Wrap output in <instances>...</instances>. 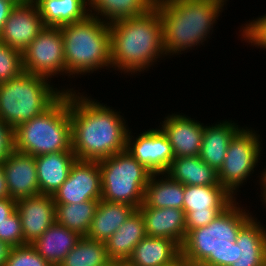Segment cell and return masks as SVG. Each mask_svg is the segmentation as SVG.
Instances as JSON below:
<instances>
[{
	"instance_id": "1",
	"label": "cell",
	"mask_w": 266,
	"mask_h": 266,
	"mask_svg": "<svg viewBox=\"0 0 266 266\" xmlns=\"http://www.w3.org/2000/svg\"><path fill=\"white\" fill-rule=\"evenodd\" d=\"M70 90L72 151L78 160L99 161L126 150L129 128L121 112Z\"/></svg>"
},
{
	"instance_id": "2",
	"label": "cell",
	"mask_w": 266,
	"mask_h": 266,
	"mask_svg": "<svg viewBox=\"0 0 266 266\" xmlns=\"http://www.w3.org/2000/svg\"><path fill=\"white\" fill-rule=\"evenodd\" d=\"M109 29L115 69L136 74L165 54L161 17L155 7L141 16L114 21Z\"/></svg>"
},
{
	"instance_id": "3",
	"label": "cell",
	"mask_w": 266,
	"mask_h": 266,
	"mask_svg": "<svg viewBox=\"0 0 266 266\" xmlns=\"http://www.w3.org/2000/svg\"><path fill=\"white\" fill-rule=\"evenodd\" d=\"M227 0H156L165 55L178 54L206 41Z\"/></svg>"
},
{
	"instance_id": "4",
	"label": "cell",
	"mask_w": 266,
	"mask_h": 266,
	"mask_svg": "<svg viewBox=\"0 0 266 266\" xmlns=\"http://www.w3.org/2000/svg\"><path fill=\"white\" fill-rule=\"evenodd\" d=\"M234 201L207 226L190 230L181 246L189 266H231L239 231L253 218Z\"/></svg>"
},
{
	"instance_id": "5",
	"label": "cell",
	"mask_w": 266,
	"mask_h": 266,
	"mask_svg": "<svg viewBox=\"0 0 266 266\" xmlns=\"http://www.w3.org/2000/svg\"><path fill=\"white\" fill-rule=\"evenodd\" d=\"M59 28L69 76L112 67L109 23L88 14L83 20Z\"/></svg>"
},
{
	"instance_id": "6",
	"label": "cell",
	"mask_w": 266,
	"mask_h": 266,
	"mask_svg": "<svg viewBox=\"0 0 266 266\" xmlns=\"http://www.w3.org/2000/svg\"><path fill=\"white\" fill-rule=\"evenodd\" d=\"M14 150L34 157L72 151L70 90L50 108L14 130Z\"/></svg>"
},
{
	"instance_id": "7",
	"label": "cell",
	"mask_w": 266,
	"mask_h": 266,
	"mask_svg": "<svg viewBox=\"0 0 266 266\" xmlns=\"http://www.w3.org/2000/svg\"><path fill=\"white\" fill-rule=\"evenodd\" d=\"M47 80L50 79L23 71L0 83V120L14 130L50 108L66 89L52 88Z\"/></svg>"
},
{
	"instance_id": "8",
	"label": "cell",
	"mask_w": 266,
	"mask_h": 266,
	"mask_svg": "<svg viewBox=\"0 0 266 266\" xmlns=\"http://www.w3.org/2000/svg\"><path fill=\"white\" fill-rule=\"evenodd\" d=\"M101 172V200L123 203L138 209L151 172L128 152L116 153L98 161Z\"/></svg>"
},
{
	"instance_id": "9",
	"label": "cell",
	"mask_w": 266,
	"mask_h": 266,
	"mask_svg": "<svg viewBox=\"0 0 266 266\" xmlns=\"http://www.w3.org/2000/svg\"><path fill=\"white\" fill-rule=\"evenodd\" d=\"M260 136L250 128H241L231 139L222 168L218 172V181L233 196L239 186L254 172L261 157ZM235 191V193H234Z\"/></svg>"
},
{
	"instance_id": "10",
	"label": "cell",
	"mask_w": 266,
	"mask_h": 266,
	"mask_svg": "<svg viewBox=\"0 0 266 266\" xmlns=\"http://www.w3.org/2000/svg\"><path fill=\"white\" fill-rule=\"evenodd\" d=\"M63 47L60 28L45 26L22 52L23 71L50 79L67 74Z\"/></svg>"
},
{
	"instance_id": "11",
	"label": "cell",
	"mask_w": 266,
	"mask_h": 266,
	"mask_svg": "<svg viewBox=\"0 0 266 266\" xmlns=\"http://www.w3.org/2000/svg\"><path fill=\"white\" fill-rule=\"evenodd\" d=\"M235 200L224 186H185L183 210L187 233L210 224Z\"/></svg>"
},
{
	"instance_id": "12",
	"label": "cell",
	"mask_w": 266,
	"mask_h": 266,
	"mask_svg": "<svg viewBox=\"0 0 266 266\" xmlns=\"http://www.w3.org/2000/svg\"><path fill=\"white\" fill-rule=\"evenodd\" d=\"M101 196V172L98 161L76 159L68 178L52 198L55 204H77L88 200H101Z\"/></svg>"
},
{
	"instance_id": "13",
	"label": "cell",
	"mask_w": 266,
	"mask_h": 266,
	"mask_svg": "<svg viewBox=\"0 0 266 266\" xmlns=\"http://www.w3.org/2000/svg\"><path fill=\"white\" fill-rule=\"evenodd\" d=\"M128 131L126 152L152 174H165L175 158L167 135L161 128L145 130L133 139Z\"/></svg>"
},
{
	"instance_id": "14",
	"label": "cell",
	"mask_w": 266,
	"mask_h": 266,
	"mask_svg": "<svg viewBox=\"0 0 266 266\" xmlns=\"http://www.w3.org/2000/svg\"><path fill=\"white\" fill-rule=\"evenodd\" d=\"M44 27L36 3L29 0L14 7L0 32V40L22 53Z\"/></svg>"
},
{
	"instance_id": "15",
	"label": "cell",
	"mask_w": 266,
	"mask_h": 266,
	"mask_svg": "<svg viewBox=\"0 0 266 266\" xmlns=\"http://www.w3.org/2000/svg\"><path fill=\"white\" fill-rule=\"evenodd\" d=\"M16 210L21 217L24 241L32 244L56 222L52 195L37 194L16 200Z\"/></svg>"
},
{
	"instance_id": "16",
	"label": "cell",
	"mask_w": 266,
	"mask_h": 266,
	"mask_svg": "<svg viewBox=\"0 0 266 266\" xmlns=\"http://www.w3.org/2000/svg\"><path fill=\"white\" fill-rule=\"evenodd\" d=\"M2 165L10 198L18 200L40 194L34 156L13 150Z\"/></svg>"
},
{
	"instance_id": "17",
	"label": "cell",
	"mask_w": 266,
	"mask_h": 266,
	"mask_svg": "<svg viewBox=\"0 0 266 266\" xmlns=\"http://www.w3.org/2000/svg\"><path fill=\"white\" fill-rule=\"evenodd\" d=\"M167 135L175 158L198 156L205 126L185 114H172L165 117L161 125Z\"/></svg>"
},
{
	"instance_id": "18",
	"label": "cell",
	"mask_w": 266,
	"mask_h": 266,
	"mask_svg": "<svg viewBox=\"0 0 266 266\" xmlns=\"http://www.w3.org/2000/svg\"><path fill=\"white\" fill-rule=\"evenodd\" d=\"M147 236L168 238L182 246L186 235V213L178 208L139 207Z\"/></svg>"
},
{
	"instance_id": "19",
	"label": "cell",
	"mask_w": 266,
	"mask_h": 266,
	"mask_svg": "<svg viewBox=\"0 0 266 266\" xmlns=\"http://www.w3.org/2000/svg\"><path fill=\"white\" fill-rule=\"evenodd\" d=\"M254 217L239 231L231 266H266V229Z\"/></svg>"
},
{
	"instance_id": "20",
	"label": "cell",
	"mask_w": 266,
	"mask_h": 266,
	"mask_svg": "<svg viewBox=\"0 0 266 266\" xmlns=\"http://www.w3.org/2000/svg\"><path fill=\"white\" fill-rule=\"evenodd\" d=\"M76 159L73 151L36 156L35 162L40 194L53 195L68 178Z\"/></svg>"
},
{
	"instance_id": "21",
	"label": "cell",
	"mask_w": 266,
	"mask_h": 266,
	"mask_svg": "<svg viewBox=\"0 0 266 266\" xmlns=\"http://www.w3.org/2000/svg\"><path fill=\"white\" fill-rule=\"evenodd\" d=\"M146 236L143 215L136 209L105 242L108 257L113 262H126L132 255L134 247Z\"/></svg>"
},
{
	"instance_id": "22",
	"label": "cell",
	"mask_w": 266,
	"mask_h": 266,
	"mask_svg": "<svg viewBox=\"0 0 266 266\" xmlns=\"http://www.w3.org/2000/svg\"><path fill=\"white\" fill-rule=\"evenodd\" d=\"M181 256V247L173 240L146 236L126 261L130 266H168Z\"/></svg>"
},
{
	"instance_id": "23",
	"label": "cell",
	"mask_w": 266,
	"mask_h": 266,
	"mask_svg": "<svg viewBox=\"0 0 266 266\" xmlns=\"http://www.w3.org/2000/svg\"><path fill=\"white\" fill-rule=\"evenodd\" d=\"M81 235L55 222L31 245L52 266H59L81 239Z\"/></svg>"
},
{
	"instance_id": "24",
	"label": "cell",
	"mask_w": 266,
	"mask_h": 266,
	"mask_svg": "<svg viewBox=\"0 0 266 266\" xmlns=\"http://www.w3.org/2000/svg\"><path fill=\"white\" fill-rule=\"evenodd\" d=\"M240 129L237 124L227 120L211 127L205 126L198 156L218 173L223 166L228 145Z\"/></svg>"
},
{
	"instance_id": "25",
	"label": "cell",
	"mask_w": 266,
	"mask_h": 266,
	"mask_svg": "<svg viewBox=\"0 0 266 266\" xmlns=\"http://www.w3.org/2000/svg\"><path fill=\"white\" fill-rule=\"evenodd\" d=\"M165 174L185 186H221L218 173L199 156L174 158Z\"/></svg>"
},
{
	"instance_id": "26",
	"label": "cell",
	"mask_w": 266,
	"mask_h": 266,
	"mask_svg": "<svg viewBox=\"0 0 266 266\" xmlns=\"http://www.w3.org/2000/svg\"><path fill=\"white\" fill-rule=\"evenodd\" d=\"M135 210L132 205L100 200L86 237L106 242Z\"/></svg>"
},
{
	"instance_id": "27",
	"label": "cell",
	"mask_w": 266,
	"mask_h": 266,
	"mask_svg": "<svg viewBox=\"0 0 266 266\" xmlns=\"http://www.w3.org/2000/svg\"><path fill=\"white\" fill-rule=\"evenodd\" d=\"M160 175L166 178L156 179ZM184 188L185 185L172 180L167 174H151L140 207L183 209Z\"/></svg>"
},
{
	"instance_id": "28",
	"label": "cell",
	"mask_w": 266,
	"mask_h": 266,
	"mask_svg": "<svg viewBox=\"0 0 266 266\" xmlns=\"http://www.w3.org/2000/svg\"><path fill=\"white\" fill-rule=\"evenodd\" d=\"M44 26L60 27L83 20L88 14V0H33Z\"/></svg>"
},
{
	"instance_id": "29",
	"label": "cell",
	"mask_w": 266,
	"mask_h": 266,
	"mask_svg": "<svg viewBox=\"0 0 266 266\" xmlns=\"http://www.w3.org/2000/svg\"><path fill=\"white\" fill-rule=\"evenodd\" d=\"M155 4L156 0H88V11L98 19L105 18L103 21L106 20L110 24L120 19L141 16L150 11Z\"/></svg>"
},
{
	"instance_id": "30",
	"label": "cell",
	"mask_w": 266,
	"mask_h": 266,
	"mask_svg": "<svg viewBox=\"0 0 266 266\" xmlns=\"http://www.w3.org/2000/svg\"><path fill=\"white\" fill-rule=\"evenodd\" d=\"M100 200H88L77 204H55L56 222L87 236Z\"/></svg>"
},
{
	"instance_id": "31",
	"label": "cell",
	"mask_w": 266,
	"mask_h": 266,
	"mask_svg": "<svg viewBox=\"0 0 266 266\" xmlns=\"http://www.w3.org/2000/svg\"><path fill=\"white\" fill-rule=\"evenodd\" d=\"M110 262L105 242L82 236L59 266H107Z\"/></svg>"
},
{
	"instance_id": "32",
	"label": "cell",
	"mask_w": 266,
	"mask_h": 266,
	"mask_svg": "<svg viewBox=\"0 0 266 266\" xmlns=\"http://www.w3.org/2000/svg\"><path fill=\"white\" fill-rule=\"evenodd\" d=\"M22 72V53L0 40V83L8 82Z\"/></svg>"
},
{
	"instance_id": "33",
	"label": "cell",
	"mask_w": 266,
	"mask_h": 266,
	"mask_svg": "<svg viewBox=\"0 0 266 266\" xmlns=\"http://www.w3.org/2000/svg\"><path fill=\"white\" fill-rule=\"evenodd\" d=\"M4 266H52L31 244L11 247Z\"/></svg>"
},
{
	"instance_id": "34",
	"label": "cell",
	"mask_w": 266,
	"mask_h": 266,
	"mask_svg": "<svg viewBox=\"0 0 266 266\" xmlns=\"http://www.w3.org/2000/svg\"><path fill=\"white\" fill-rule=\"evenodd\" d=\"M0 241L9 247L23 246L24 241L21 217L15 209L4 221L0 222Z\"/></svg>"
},
{
	"instance_id": "35",
	"label": "cell",
	"mask_w": 266,
	"mask_h": 266,
	"mask_svg": "<svg viewBox=\"0 0 266 266\" xmlns=\"http://www.w3.org/2000/svg\"><path fill=\"white\" fill-rule=\"evenodd\" d=\"M242 30L241 34L249 44L266 49V14L252 20L245 27L243 26Z\"/></svg>"
},
{
	"instance_id": "36",
	"label": "cell",
	"mask_w": 266,
	"mask_h": 266,
	"mask_svg": "<svg viewBox=\"0 0 266 266\" xmlns=\"http://www.w3.org/2000/svg\"><path fill=\"white\" fill-rule=\"evenodd\" d=\"M13 150V129L0 120V162H2Z\"/></svg>"
},
{
	"instance_id": "37",
	"label": "cell",
	"mask_w": 266,
	"mask_h": 266,
	"mask_svg": "<svg viewBox=\"0 0 266 266\" xmlns=\"http://www.w3.org/2000/svg\"><path fill=\"white\" fill-rule=\"evenodd\" d=\"M16 209V200L13 198L0 199V222L6 218Z\"/></svg>"
},
{
	"instance_id": "38",
	"label": "cell",
	"mask_w": 266,
	"mask_h": 266,
	"mask_svg": "<svg viewBox=\"0 0 266 266\" xmlns=\"http://www.w3.org/2000/svg\"><path fill=\"white\" fill-rule=\"evenodd\" d=\"M17 4L10 0H0V32L5 21Z\"/></svg>"
},
{
	"instance_id": "39",
	"label": "cell",
	"mask_w": 266,
	"mask_h": 266,
	"mask_svg": "<svg viewBox=\"0 0 266 266\" xmlns=\"http://www.w3.org/2000/svg\"><path fill=\"white\" fill-rule=\"evenodd\" d=\"M10 198L7 182L4 175V168L0 162V199Z\"/></svg>"
},
{
	"instance_id": "40",
	"label": "cell",
	"mask_w": 266,
	"mask_h": 266,
	"mask_svg": "<svg viewBox=\"0 0 266 266\" xmlns=\"http://www.w3.org/2000/svg\"><path fill=\"white\" fill-rule=\"evenodd\" d=\"M9 247L5 242L0 241V266L5 265V261L7 259V254L9 252Z\"/></svg>"
},
{
	"instance_id": "41",
	"label": "cell",
	"mask_w": 266,
	"mask_h": 266,
	"mask_svg": "<svg viewBox=\"0 0 266 266\" xmlns=\"http://www.w3.org/2000/svg\"><path fill=\"white\" fill-rule=\"evenodd\" d=\"M168 266H189V264L180 256L175 262Z\"/></svg>"
},
{
	"instance_id": "42",
	"label": "cell",
	"mask_w": 266,
	"mask_h": 266,
	"mask_svg": "<svg viewBox=\"0 0 266 266\" xmlns=\"http://www.w3.org/2000/svg\"><path fill=\"white\" fill-rule=\"evenodd\" d=\"M261 178V185H266V170L262 172V175L260 176Z\"/></svg>"
},
{
	"instance_id": "43",
	"label": "cell",
	"mask_w": 266,
	"mask_h": 266,
	"mask_svg": "<svg viewBox=\"0 0 266 266\" xmlns=\"http://www.w3.org/2000/svg\"><path fill=\"white\" fill-rule=\"evenodd\" d=\"M263 188H262V190H263V194L261 195V197L263 196V199L264 200H262L263 202H264V204H266V185H261Z\"/></svg>"
},
{
	"instance_id": "44",
	"label": "cell",
	"mask_w": 266,
	"mask_h": 266,
	"mask_svg": "<svg viewBox=\"0 0 266 266\" xmlns=\"http://www.w3.org/2000/svg\"><path fill=\"white\" fill-rule=\"evenodd\" d=\"M10 1H14L16 4H21V3L27 2L29 0H10Z\"/></svg>"
},
{
	"instance_id": "45",
	"label": "cell",
	"mask_w": 266,
	"mask_h": 266,
	"mask_svg": "<svg viewBox=\"0 0 266 266\" xmlns=\"http://www.w3.org/2000/svg\"><path fill=\"white\" fill-rule=\"evenodd\" d=\"M117 266H130L127 262H117Z\"/></svg>"
},
{
	"instance_id": "46",
	"label": "cell",
	"mask_w": 266,
	"mask_h": 266,
	"mask_svg": "<svg viewBox=\"0 0 266 266\" xmlns=\"http://www.w3.org/2000/svg\"><path fill=\"white\" fill-rule=\"evenodd\" d=\"M107 266H117V262H110Z\"/></svg>"
}]
</instances>
